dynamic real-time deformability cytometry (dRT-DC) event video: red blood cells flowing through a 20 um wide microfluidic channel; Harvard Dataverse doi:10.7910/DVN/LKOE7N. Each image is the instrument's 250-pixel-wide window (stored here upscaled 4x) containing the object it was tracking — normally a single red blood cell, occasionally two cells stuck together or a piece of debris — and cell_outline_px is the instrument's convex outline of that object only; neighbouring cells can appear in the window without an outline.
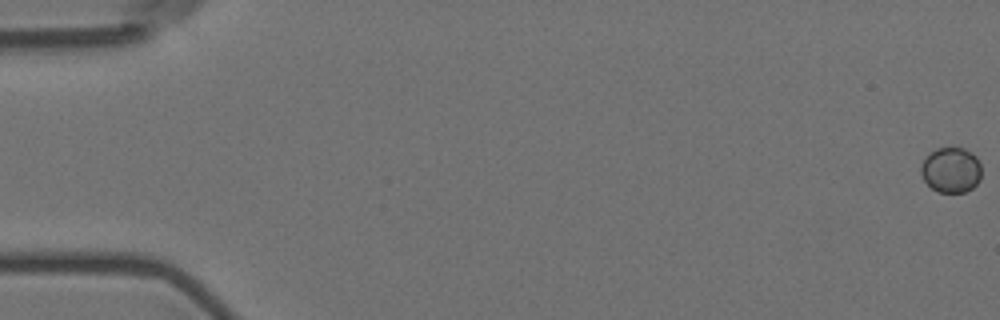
{"species": "Egyptian fruit bat (a non-hibernating species)", "species_latin": "Rousettus aegyptiacus", "temperature_condition": "room temperature", "stored_images_in_passage": 58, "camera_frame_rate_fps": 3000, "um_per_image_px": 0.085, "animal": {"sex": "female"}, "frame": {"image": 1, "passage_image": 1, "time_ms": 0.0, "image_size_px": [1000, 320], "cell_outline_px": [[980, 180], [972, 188], [964, 192], [940, 192], [932, 188], [924, 180], [920, 172], [920, 168], [928, 152], [936, 148], [964, 148], [972, 152], [976, 156], [980, 164]], "centroid_in_image_um": [80.83, 14.43], "position_along_channel_um": 4.2, "area_um2": 16.01}}
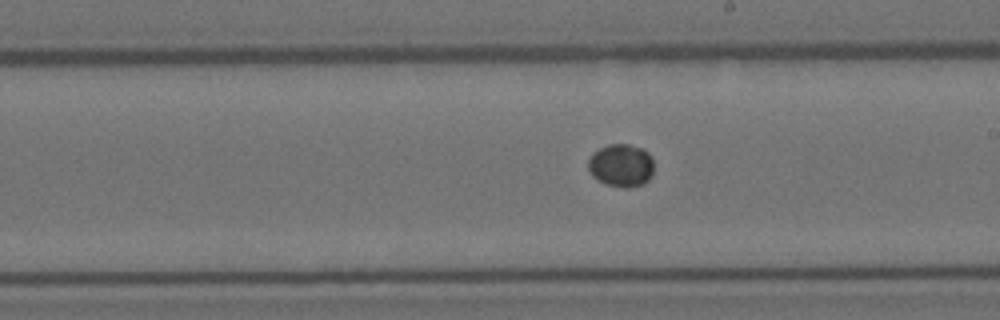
{"frame": {"image": 2, "passage_image": 34, "time_ms": 11.0, "image_size_px": [1000, 320], "cell_outline_px": [[652, 176], [644, 184], [628, 188], [624, 188], [604, 184], [596, 180], [592, 176], [588, 168], [588, 160], [592, 152], [608, 144], [628, 144], [640, 148], [648, 152], [652, 156]], "centroid_in_image_um": [52.78, 14.07], "position_along_channel_um": 236.2, "area_um2": 16.65}}
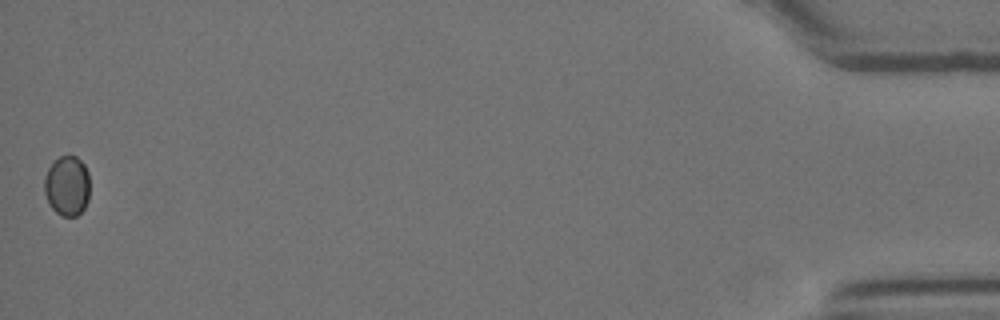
{"frame": {"image": 3, "passage_image": 58, "time_ms": 19.0, "image_size_px": [1000, 320], "cell_outline_px": [[88, 200], [84, 208], [76, 216], [60, 216], [48, 204], [44, 192], [44, 176], [48, 168], [60, 156], [76, 156], [84, 164], [88, 172]], "centroid_in_image_um": [5.68, 15.81], "position_along_channel_um": 429.5, "area_um2": 15.9}}